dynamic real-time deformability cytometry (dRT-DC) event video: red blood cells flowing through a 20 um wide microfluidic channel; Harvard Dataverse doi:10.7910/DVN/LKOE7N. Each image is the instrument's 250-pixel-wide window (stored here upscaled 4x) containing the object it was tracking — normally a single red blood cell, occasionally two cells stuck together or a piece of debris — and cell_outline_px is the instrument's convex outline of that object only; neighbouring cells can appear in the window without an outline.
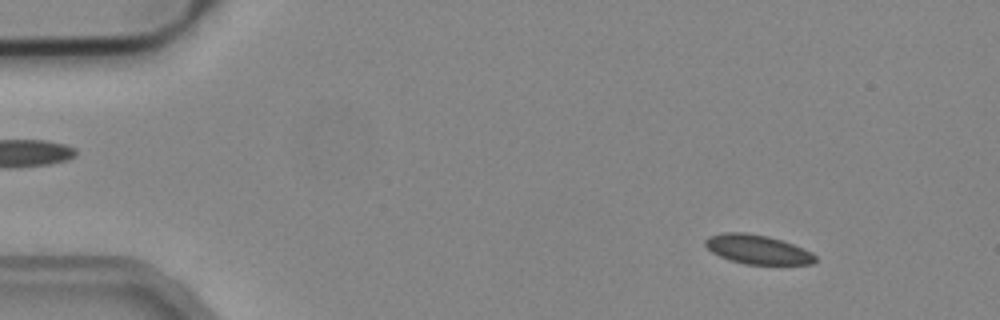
{"species": "common noctule bat (a hibernating species)", "species_latin": "Nyctalus noctula", "temperature_condition": "cold", "stored_images_in_passage": 52, "camera_frame_rate_fps": 3000, "um_per_image_px": 0.085, "animal": {"sex": "male", "body_mass_g": 19.2, "forearm_length_mm": 51.8}, "frame": {"image": 1, "passage_image": 6, "time_ms": 1.667, "image_size_px": [1000, 320], "cell_outline_px": [[816, 260], [812, 264], [744, 264], [720, 256], [712, 252], [704, 244], [704, 240], [708, 236], [724, 232], [744, 232], [768, 236], [804, 248], [812, 252], [816, 256]], "centroid_in_image_um": [64.38, 21.19], "position_along_channel_um": 20.6, "area_um2": 18.61}}
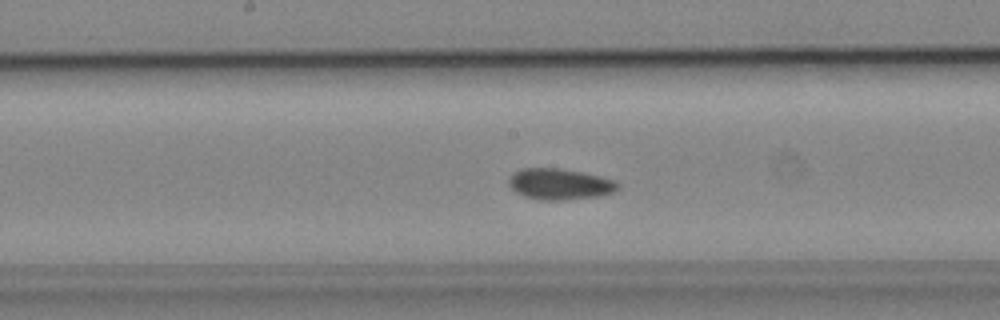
{"frame": {"image": 2, "passage_image": 27, "time_ms": 8.667, "image_size_px": [1000, 320], "cell_outline_px": [[620, 188], [612, 192], [600, 196], [560, 200], [540, 200], [524, 196], [516, 192], [508, 184], [508, 180], [512, 172], [520, 168], [560, 168], [600, 176], [616, 180], [620, 184]], "centroid_in_image_um": [47.57, 15.64], "position_along_channel_um": 200.6, "area_um2": 19.88}}
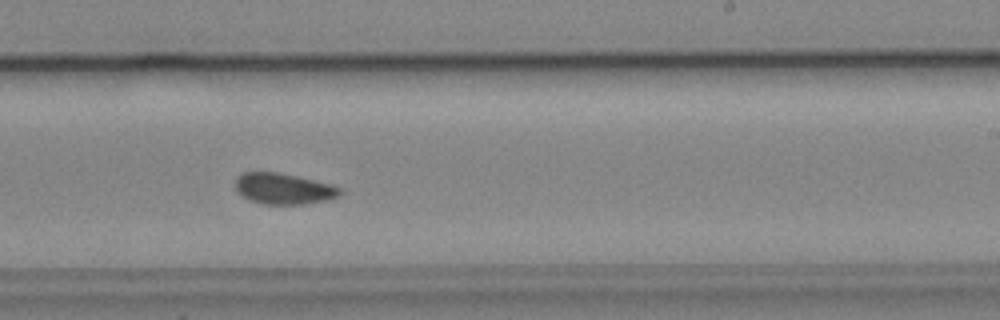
{"frame": {"image": 3, "passage_image": 32, "time_ms": 10.333, "image_size_px": [1000, 320], "cell_outline_px": [[340, 196], [328, 200], [304, 204], [264, 204], [248, 200], [236, 192], [236, 176], [240, 172], [280, 172], [328, 184], [340, 188]], "centroid_in_image_um": [24.04, 16.04], "position_along_channel_um": 265.0, "area_um2": 18.9}, "authors_computed_cell_mechanics": {"area_um2": 19.2474, "velocity_mm_per_s": 3.8777, "shape_relaxation_time_tau1_ms": 7.6563, "shape_relaxation_time_tau2_ms": 4.1286, "deformation_change_tau1": 0.0859, "deformation_change_tau2": 0.0711}}